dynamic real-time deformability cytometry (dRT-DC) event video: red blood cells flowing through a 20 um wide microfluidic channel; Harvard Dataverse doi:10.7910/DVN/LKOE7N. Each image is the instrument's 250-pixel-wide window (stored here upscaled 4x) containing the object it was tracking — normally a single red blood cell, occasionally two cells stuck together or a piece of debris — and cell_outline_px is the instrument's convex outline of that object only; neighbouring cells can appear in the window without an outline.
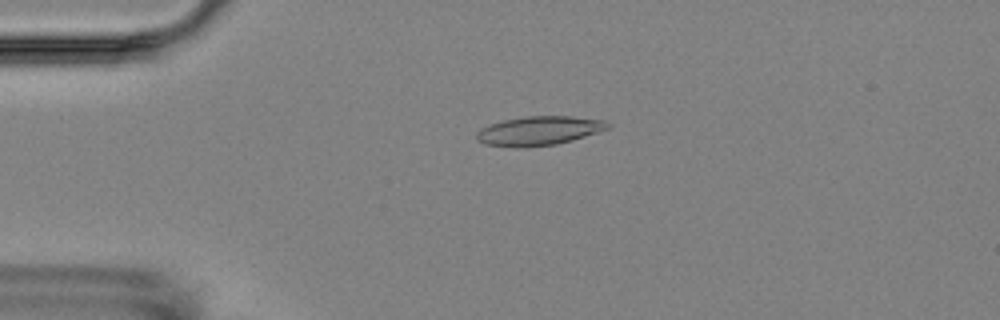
{"species": "Egyptian fruit bat (a non-hibernating species)", "species_latin": "Rousettus aegyptiacus", "temperature_condition": "room temperature", "stored_images_in_passage": 5, "camera_frame_rate_fps": 3000, "um_per_image_px": 0.085, "animal": {"sex": "female"}, "frame": {"image": 1, "passage_image": 4, "time_ms": 3.667, "image_size_px": [1000, 320], "cell_outline_px": [[612, 124], [608, 128], [572, 140], [556, 144], [528, 148], [516, 148], [484, 144], [476, 140], [476, 132], [480, 128], [488, 124], [504, 120], [524, 116], [572, 116], [604, 120]], "centroid_in_image_um": [45.75, 11.12], "position_along_channel_um": 39.2, "area_um2": 22.48}}